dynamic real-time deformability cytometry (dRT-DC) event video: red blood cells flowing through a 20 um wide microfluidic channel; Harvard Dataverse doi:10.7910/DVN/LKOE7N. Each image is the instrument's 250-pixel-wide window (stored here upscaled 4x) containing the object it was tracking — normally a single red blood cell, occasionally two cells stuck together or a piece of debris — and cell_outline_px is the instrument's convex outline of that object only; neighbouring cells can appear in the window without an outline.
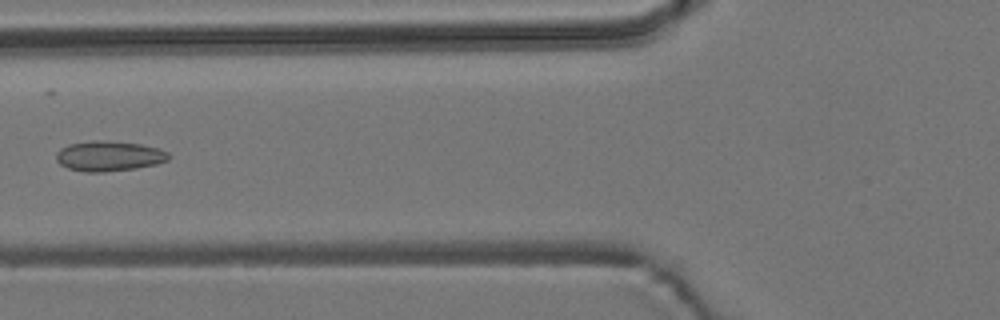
{"species": "common noctule bat (a hibernating species)", "species_latin": "Nyctalus noctula", "temperature_condition": "room temperature", "stored_images_in_passage": 7, "camera_frame_rate_fps": 3000, "um_per_image_px": 0.085, "animal": {"sex": "male", "body_mass_g": 19.2, "forearm_length_mm": 51.8}, "frame": {"image": 1, "passage_image": 6, "time_ms": 6.667, "image_size_px": [1000, 320], "cell_outline_px": [[172, 156], [168, 160], [156, 164], [136, 168], [104, 172], [84, 172], [68, 168], [60, 164], [56, 160], [56, 152], [60, 148], [68, 144], [92, 140], [108, 140], [140, 144], [160, 148], [168, 152]], "centroid_in_image_um": [9.27, 13.25], "position_along_channel_um": 116.5, "area_um2": 20.06}}
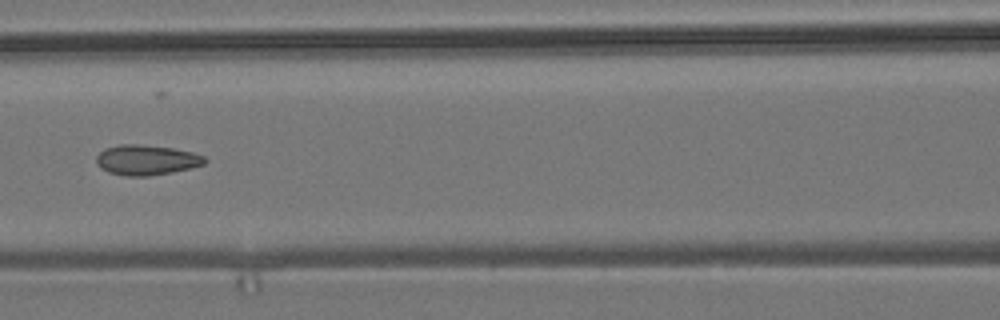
{"frame": {"image": 2, "passage_image": 7, "time_ms": 7.667, "image_size_px": [1000, 320], "cell_outline_px": [[208, 160], [204, 164], [172, 172], [148, 176], [128, 176], [108, 172], [100, 168], [96, 164], [96, 156], [104, 148], [120, 144], [136, 144], [172, 148], [192, 152], [204, 156]], "centroid_in_image_um": [12.41, 13.59], "position_along_channel_um": 154.2, "area_um2": 19.02}}